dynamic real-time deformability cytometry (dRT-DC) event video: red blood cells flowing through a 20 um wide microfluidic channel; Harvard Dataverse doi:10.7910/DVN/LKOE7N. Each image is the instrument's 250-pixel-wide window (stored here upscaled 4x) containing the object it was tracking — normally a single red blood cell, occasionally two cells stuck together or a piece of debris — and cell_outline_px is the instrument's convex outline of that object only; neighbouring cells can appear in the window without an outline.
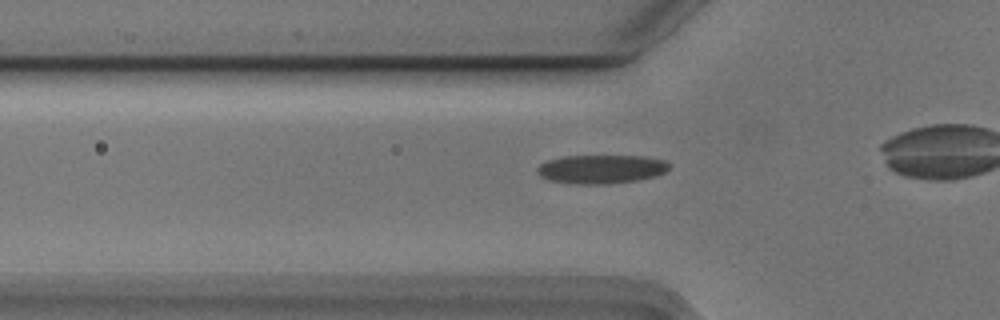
{"species": "Egyptian fruit bat (a non-hibernating species)", "species_latin": "Rousettus aegyptiacus", "temperature_condition": "cold", "stored_images_in_passage": 36, "camera_frame_rate_fps": 3000, "um_per_image_px": 0.085, "animal": {"sex": "male"}, "frame": {"image": 1, "passage_image": 11, "time_ms": 3.333, "image_size_px": [1000, 320], "cell_outline_px": [[668, 168], [664, 172], [656, 176], [636, 180], [608, 184], [572, 184], [548, 180], [540, 176], [536, 172], [536, 168], [540, 164], [548, 160], [564, 156], [644, 156], [664, 160], [668, 164]], "centroid_in_image_um": [51.05, 14.38], "position_along_channel_um": 74.7, "area_um2": 22.14}}
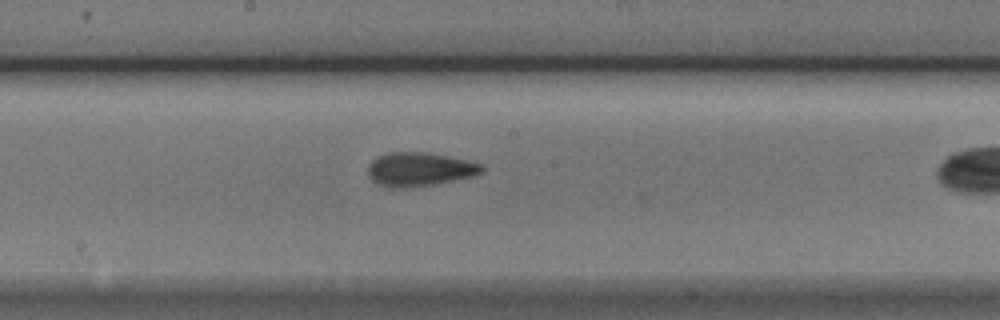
{"frame": {"image": 2, "passage_image": 22, "time_ms": 7.0, "image_size_px": [1000, 320], "cell_outline_px": [[484, 172], [472, 176], [432, 184], [408, 188], [388, 188], [372, 180], [368, 176], [368, 164], [372, 160], [388, 152], [424, 152], [484, 164]], "centroid_in_image_um": [35.63, 14.4], "position_along_channel_um": 212.6, "area_um2": 22.2}}
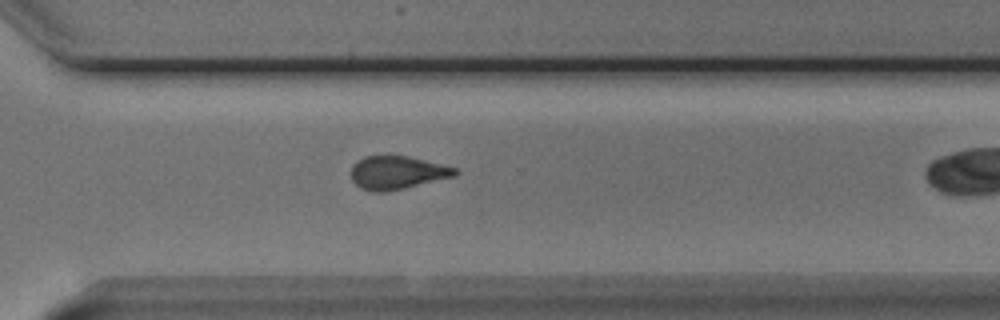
{"frame": {"image": 3, "passage_image": 32, "time_ms": 10.333, "image_size_px": [1000, 320], "cell_outline_px": [[460, 172], [456, 176], [388, 192], [372, 192], [360, 188], [352, 180], [352, 164], [364, 156], [408, 156], [456, 168]], "centroid_in_image_um": [33.76, 14.69], "position_along_channel_um": 336.8, "area_um2": 20.17}}